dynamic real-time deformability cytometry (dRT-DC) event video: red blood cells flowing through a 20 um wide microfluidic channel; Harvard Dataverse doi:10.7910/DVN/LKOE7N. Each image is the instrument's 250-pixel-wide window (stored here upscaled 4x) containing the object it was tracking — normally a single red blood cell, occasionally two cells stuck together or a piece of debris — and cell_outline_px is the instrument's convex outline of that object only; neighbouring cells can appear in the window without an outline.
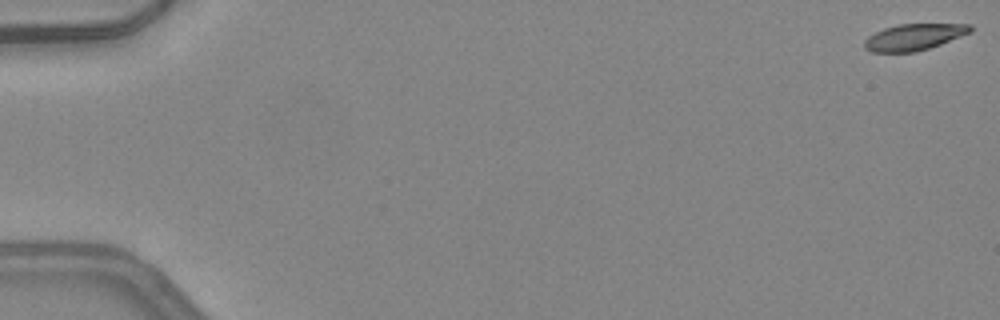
{"species": "common noctule bat (a hibernating species)", "species_latin": "Nyctalus noctula", "temperature_condition": "warm", "stored_images_in_passage": 9, "camera_frame_rate_fps": 3000, "um_per_image_px": 0.085, "animal": {"sex": "female", "body_mass_g": 24.6, "forearm_length_mm": 56.2}, "frame": {"image": 1, "passage_image": 1, "time_ms": 0.0, "image_size_px": [1000, 320], "cell_outline_px": [[972, 32], [940, 44], [916, 52], [872, 52], [864, 48], [864, 40], [868, 36], [884, 28], [900, 24], [972, 24]], "centroid_in_image_um": [77.68, 3.15], "position_along_channel_um": 7.3, "area_um2": 16.24}}